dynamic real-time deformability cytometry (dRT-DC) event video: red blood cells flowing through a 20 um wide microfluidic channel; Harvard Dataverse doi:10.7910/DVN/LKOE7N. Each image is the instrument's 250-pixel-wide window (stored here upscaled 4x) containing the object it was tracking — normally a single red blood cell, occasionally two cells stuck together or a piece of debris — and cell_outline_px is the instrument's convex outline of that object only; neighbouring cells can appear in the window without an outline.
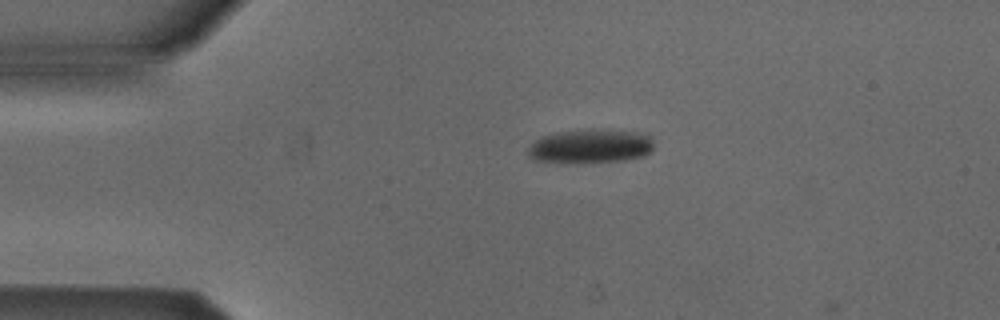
{"species": "Egyptian fruit bat (a non-hibernating species)", "species_latin": "Rousettus aegyptiacus", "temperature_condition": "cold", "stored_images_in_passage": 2, "camera_frame_rate_fps": 3000, "um_per_image_px": 0.085, "animal": {"sex": "male"}, "frame": {"image": 1, "passage_image": 2, "time_ms": 0.333, "image_size_px": [1000, 320], "cell_outline_px": [[652, 152], [644, 156], [624, 160], [580, 164], [560, 164], [532, 160], [528, 156], [528, 148], [540, 136], [556, 132], [636, 132], [652, 136]], "centroid_in_image_um": [50.12, 12.51], "position_along_channel_um": 34.9, "area_um2": 24.68}}